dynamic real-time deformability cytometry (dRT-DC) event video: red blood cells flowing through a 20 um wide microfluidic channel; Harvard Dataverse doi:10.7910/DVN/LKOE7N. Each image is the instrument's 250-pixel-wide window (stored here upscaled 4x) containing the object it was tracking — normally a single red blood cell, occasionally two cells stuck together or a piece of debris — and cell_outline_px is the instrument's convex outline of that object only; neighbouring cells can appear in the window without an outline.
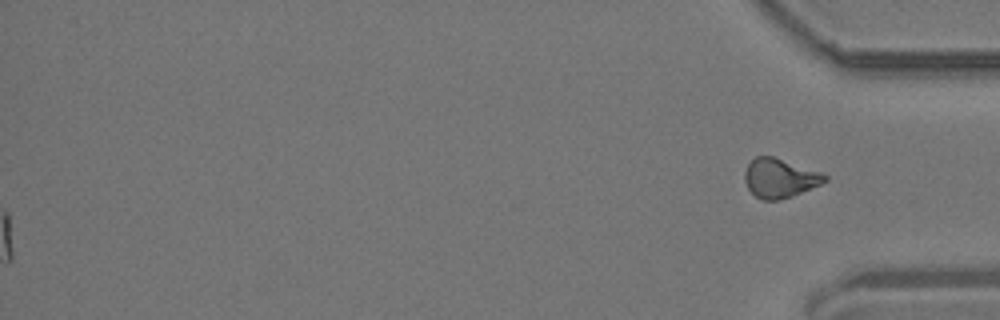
{"species": "common noctule bat (a hibernating species)", "species_latin": "Nyctalus noctula", "temperature_condition": "room temperature", "stored_images_in_passage": 57, "segment_of_instrument_passage": [2, 2], "camera_frame_rate_fps": 3000, "um_per_image_px": 0.085, "animal": {"sex": "male", "body_mass_g": 19.2, "forearm_length_mm": 51.8}, "frame": {"image": 1, "passage_image": 57, "time_ms": 18.667, "image_size_px": [1000, 320], "cell_outline_px": [[828, 180], [820, 184], [792, 196], [776, 200], [760, 200], [748, 188], [744, 180], [744, 172], [748, 164], [756, 156], [772, 156], [820, 172], [828, 176]], "centroid_in_image_um": [66.26, 15.14], "position_along_channel_um": 368.9, "area_um2": 18.03}}